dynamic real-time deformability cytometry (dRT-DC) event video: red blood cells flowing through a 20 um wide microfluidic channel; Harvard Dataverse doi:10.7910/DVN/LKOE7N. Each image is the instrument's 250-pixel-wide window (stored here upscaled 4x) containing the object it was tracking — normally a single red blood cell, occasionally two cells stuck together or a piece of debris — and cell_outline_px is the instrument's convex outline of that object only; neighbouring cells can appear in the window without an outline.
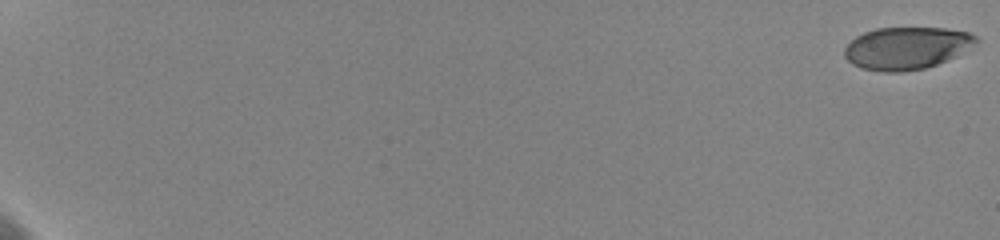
{"species": "human", "species_latin": "Homo sapiens", "temperature_condition": "cold", "stored_images_in_passage": 23, "camera_frame_rate_fps": 3000, "um_per_image_px": 0.085, "donor": {"sex": "female"}, "frame": {"image": 1, "passage_image": 1, "time_ms": 0.0, "image_size_px": [1000, 240], "cell_outline_px": [[980, 40], [956, 56], [936, 64], [924, 68], [900, 72], [884, 72], [860, 68], [852, 64], [844, 56], [844, 48], [856, 36], [864, 32], [876, 28], [944, 28], [968, 32], [976, 36]], "centroid_in_image_um": [77.03, 4.09], "position_along_channel_um": 8.0, "area_um2": 32.37}}
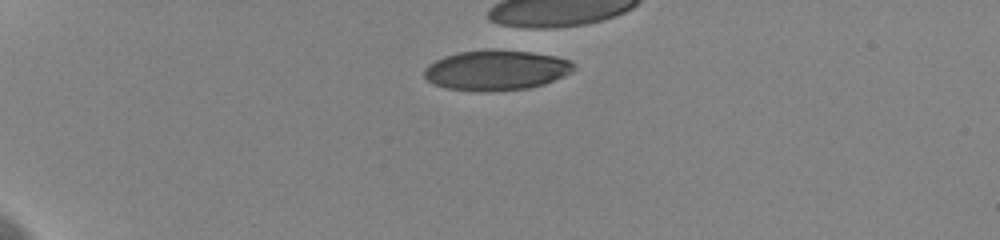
{"frame": {"image": 2, "passage_image": 18, "time_ms": 5.667, "image_size_px": [1000, 240], "cell_outline_px": [[576, 68], [572, 72], [564, 76], [544, 84], [528, 88], [448, 88], [432, 84], [424, 76], [424, 68], [428, 64], [444, 56], [460, 52], [532, 52], [556, 56], [568, 60], [576, 64]], "centroid_in_image_um": [42.22, 5.95], "position_along_channel_um": 42.8, "area_um2": 33.12}}